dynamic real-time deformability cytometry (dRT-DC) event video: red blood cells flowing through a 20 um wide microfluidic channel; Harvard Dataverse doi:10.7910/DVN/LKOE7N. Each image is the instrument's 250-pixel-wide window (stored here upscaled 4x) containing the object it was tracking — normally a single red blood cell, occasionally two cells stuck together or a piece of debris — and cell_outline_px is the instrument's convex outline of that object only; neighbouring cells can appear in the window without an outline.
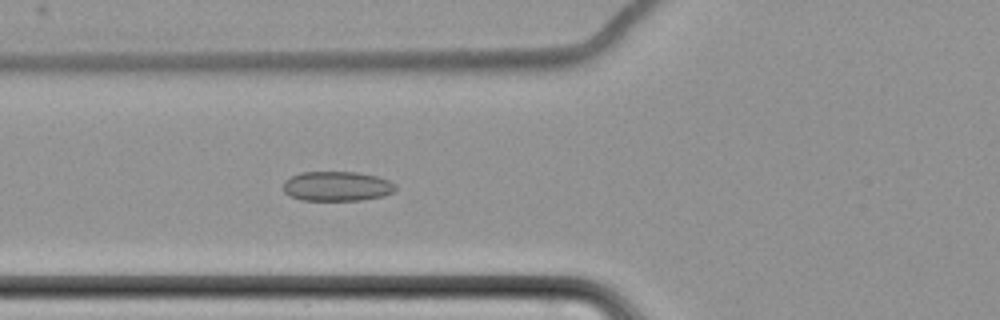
{"species": "common noctule bat (a hibernating species)", "species_latin": "Nyctalus noctula", "temperature_condition": "cold", "stored_images_in_passage": 4, "camera_frame_rate_fps": 3000, "um_per_image_px": 0.085, "animal": {"sex": "female", "body_mass_g": 22.7, "forearm_length_mm": 54.2}, "frame": {"image": 1, "passage_image": 4, "time_ms": 4.667, "image_size_px": [1000, 320], "cell_outline_px": [[396, 188], [392, 192], [384, 196], [360, 200], [300, 200], [284, 192], [284, 180], [300, 172], [356, 172], [376, 176], [388, 180], [396, 184]], "centroid_in_image_um": [28.64, 15.83], "position_along_channel_um": 97.2, "area_um2": 19.36}}